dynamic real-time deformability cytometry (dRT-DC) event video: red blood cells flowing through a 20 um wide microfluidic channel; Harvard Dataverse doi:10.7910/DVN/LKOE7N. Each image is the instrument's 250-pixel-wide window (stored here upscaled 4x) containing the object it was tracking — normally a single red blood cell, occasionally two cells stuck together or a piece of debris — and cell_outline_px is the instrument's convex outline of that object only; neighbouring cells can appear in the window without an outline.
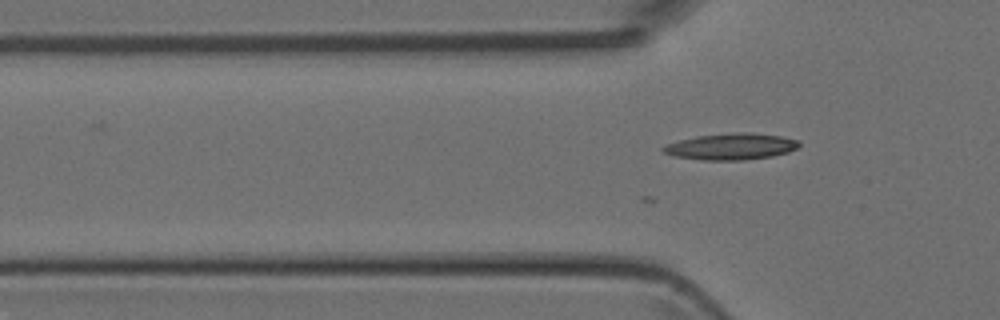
{"species": "Egyptian fruit bat (a non-hibernating species)", "species_latin": "Rousettus aegyptiacus", "temperature_condition": "room temperature", "stored_images_in_passage": 4, "camera_frame_rate_fps": 3000, "um_per_image_px": 0.085, "animal": {"sex": "female"}, "frame": {"image": 1, "passage_image": 2, "time_ms": 0.333, "image_size_px": [1000, 320], "cell_outline_px": [[800, 144], [796, 148], [788, 152], [772, 156], [744, 160], [704, 160], [672, 156], [664, 152], [660, 148], [664, 144], [696, 136], [744, 132], [748, 132], [780, 136], [800, 140]], "centroid_in_image_um": [62.12, 12.46], "position_along_channel_um": 63.7, "area_um2": 20.87}}